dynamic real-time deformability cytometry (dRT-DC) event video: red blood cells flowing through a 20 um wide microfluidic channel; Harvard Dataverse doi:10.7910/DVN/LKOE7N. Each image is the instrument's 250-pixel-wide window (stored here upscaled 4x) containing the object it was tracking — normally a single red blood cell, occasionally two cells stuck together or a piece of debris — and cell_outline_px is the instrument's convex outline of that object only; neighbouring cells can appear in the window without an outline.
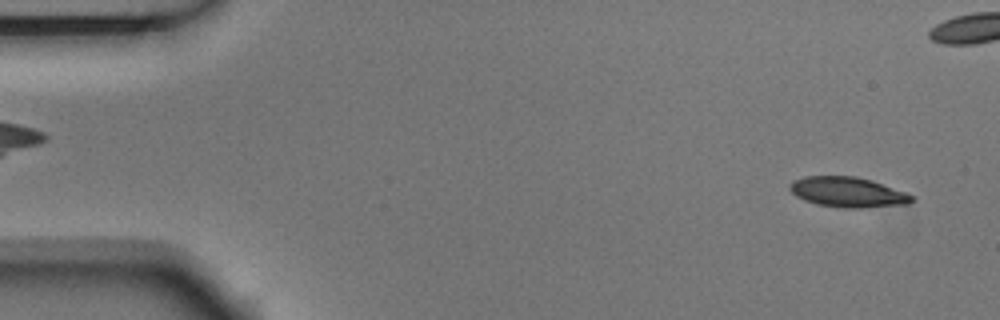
{"species": "Egyptian fruit bat (a non-hibernating species)", "species_latin": "Rousettus aegyptiacus", "temperature_condition": "room temperature", "stored_images_in_passage": 5, "camera_frame_rate_fps": 3000, "um_per_image_px": 0.085, "animal": {"sex": "male"}, "frame": {"image": 1, "passage_image": 5, "time_ms": 1.333, "image_size_px": [1000, 320], "cell_outline_px": [[916, 200], [908, 204], [860, 208], [844, 208], [816, 204], [804, 200], [796, 196], [788, 188], [788, 184], [792, 180], [804, 176], [856, 176], [872, 180], [908, 192], [916, 196]], "centroid_in_image_um": [72.1, 16.33], "position_along_channel_um": 12.9, "area_um2": 21.91}}